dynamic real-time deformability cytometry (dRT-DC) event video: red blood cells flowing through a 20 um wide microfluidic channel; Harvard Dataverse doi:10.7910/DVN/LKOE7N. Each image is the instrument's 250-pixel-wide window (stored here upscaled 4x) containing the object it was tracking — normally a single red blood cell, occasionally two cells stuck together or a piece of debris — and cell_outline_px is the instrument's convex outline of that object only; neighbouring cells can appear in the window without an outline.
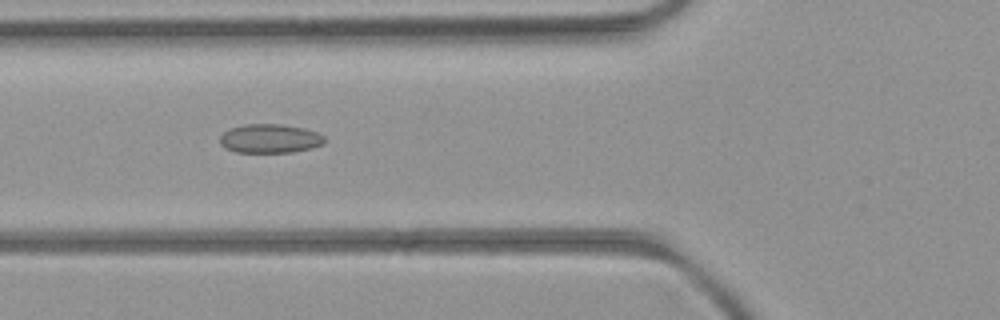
{"species": "common noctule bat (a hibernating species)", "species_latin": "Nyctalus noctula", "temperature_condition": "room temperature", "stored_images_in_passage": 44, "camera_frame_rate_fps": 3000, "um_per_image_px": 0.085, "animal": {"sex": "female", "body_mass_g": 21.9}, "frame": {"image": 1, "passage_image": 15, "time_ms": 4.667, "image_size_px": [1000, 320], "cell_outline_px": [[324, 144], [312, 148], [292, 152], [236, 152], [224, 148], [220, 144], [220, 136], [224, 132], [232, 128], [244, 124], [280, 124], [304, 128], [316, 132], [324, 136]], "centroid_in_image_um": [22.94, 11.78], "position_along_channel_um": 102.9, "area_um2": 17.63}}
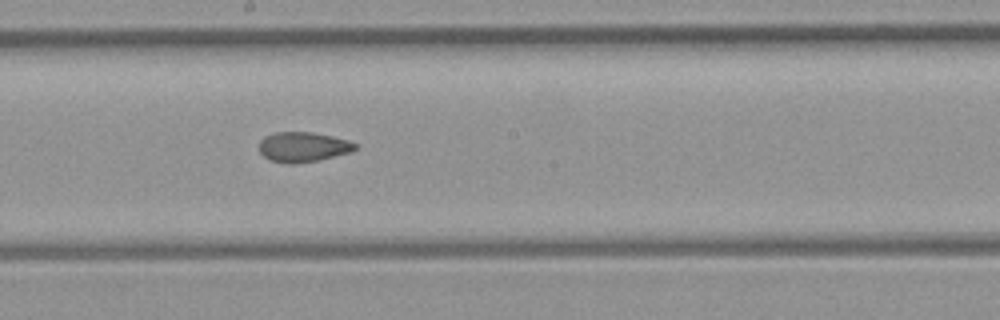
{"frame": {"image": 2, "passage_image": 24, "time_ms": 7.667, "image_size_px": [1000, 320], "cell_outline_px": [[356, 148], [352, 152], [320, 160], [296, 164], [288, 164], [268, 160], [260, 152], [260, 140], [264, 136], [276, 132], [308, 132], [332, 136], [348, 140], [356, 144]], "centroid_in_image_um": [25.75, 12.51], "position_along_channel_um": 222.5, "area_um2": 16.88}}
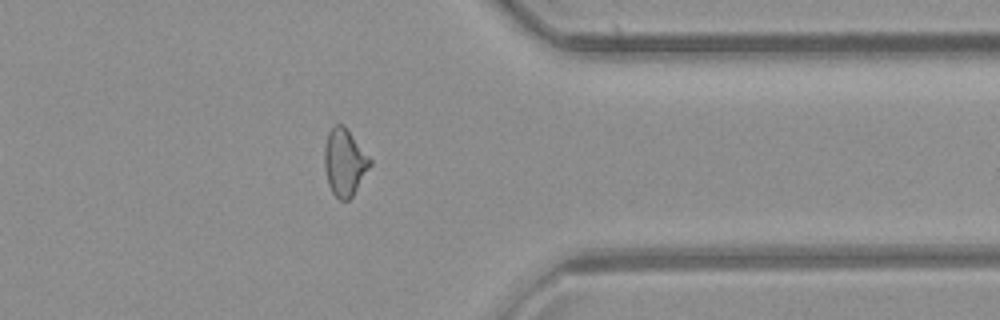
{"frame": {"image": 3, "passage_image": 37, "time_ms": 12.0, "image_size_px": [1000, 320], "cell_outline_px": [[372, 164], [352, 196], [348, 200], [340, 200], [332, 192], [328, 184], [324, 168], [324, 148], [328, 132], [336, 124], [344, 124], [372, 160]], "centroid_in_image_um": [29.28, 13.78], "position_along_channel_um": 382.1, "area_um2": 17.8}, "authors_computed_cell_mechanics": {"area_um2": 17.629, "velocity_mm_per_s": 3.9692, "shape_relaxation_time_tau1_ms": null, "shape_relaxation_time_tau2_ms": 3.0903, "deformation_change_tau1": null, "deformation_change_tau2": 0.086}}